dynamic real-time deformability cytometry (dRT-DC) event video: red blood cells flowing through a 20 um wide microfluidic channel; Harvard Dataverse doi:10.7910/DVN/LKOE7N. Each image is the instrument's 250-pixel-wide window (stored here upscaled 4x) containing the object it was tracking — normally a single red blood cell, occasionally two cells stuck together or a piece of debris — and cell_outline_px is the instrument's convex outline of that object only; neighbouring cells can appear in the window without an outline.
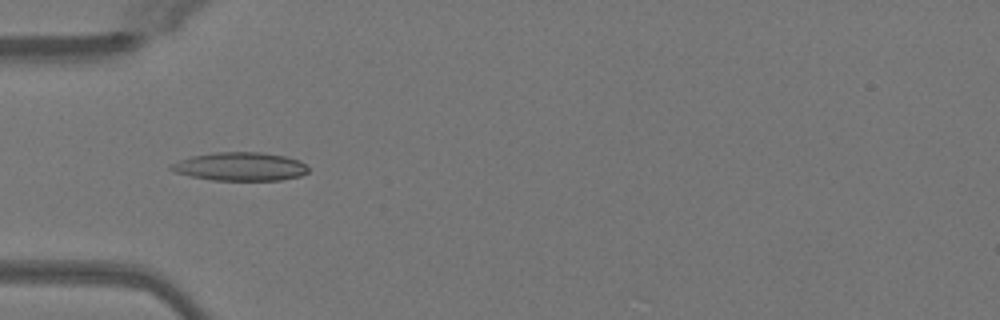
{"species": "Egyptian fruit bat (a non-hibernating species)", "species_latin": "Rousettus aegyptiacus", "temperature_condition": "warm", "stored_images_in_passage": 33, "camera_frame_rate_fps": 3000, "um_per_image_px": 0.085, "animal": {"sex": "female"}, "frame": {"image": 1, "passage_image": 3, "time_ms": 0.667, "image_size_px": [1000, 320], "cell_outline_px": [[308, 172], [300, 176], [280, 180], [212, 180], [192, 176], [176, 172], [168, 168], [172, 164], [180, 160], [192, 156], [216, 152], [260, 152], [284, 156], [300, 160], [308, 168]], "centroid_in_image_um": [20.44, 14.15], "position_along_channel_um": 64.6, "area_um2": 22.54}}
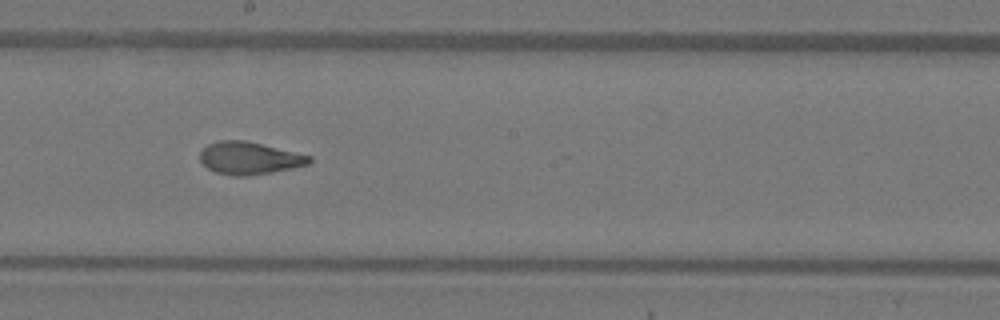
{"frame": {"image": 2, "passage_image": 15, "time_ms": 4.667, "image_size_px": [1000, 320], "cell_outline_px": [[312, 160], [308, 164], [292, 168], [244, 176], [232, 176], [216, 172], [208, 168], [200, 160], [200, 152], [208, 144], [220, 140], [244, 140], [312, 156]], "centroid_in_image_um": [21.17, 13.43], "position_along_channel_um": 227.0, "area_um2": 20.35}}
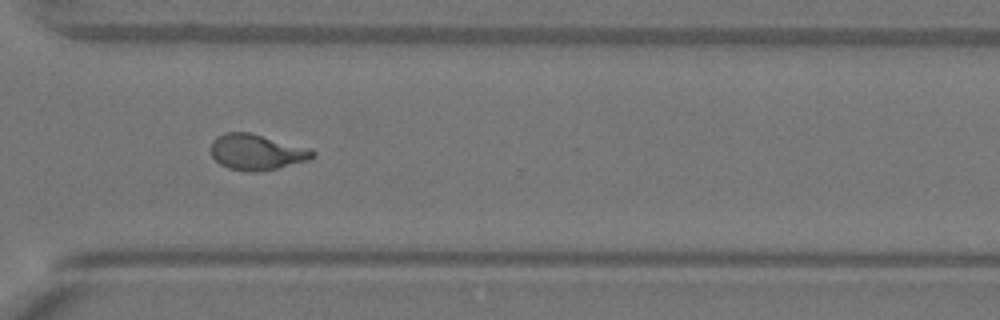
{"frame": {"image": 3, "passage_image": 24, "time_ms": 7.667, "image_size_px": [1000, 320], "cell_outline_px": [[316, 156], [308, 160], [276, 168], [256, 172], [248, 172], [228, 168], [220, 164], [212, 156], [208, 148], [212, 140], [216, 136], [224, 132], [248, 132], [312, 148], [316, 152]], "centroid_in_image_um": [21.79, 12.91], "position_along_channel_um": 348.8, "area_um2": 21.5}}